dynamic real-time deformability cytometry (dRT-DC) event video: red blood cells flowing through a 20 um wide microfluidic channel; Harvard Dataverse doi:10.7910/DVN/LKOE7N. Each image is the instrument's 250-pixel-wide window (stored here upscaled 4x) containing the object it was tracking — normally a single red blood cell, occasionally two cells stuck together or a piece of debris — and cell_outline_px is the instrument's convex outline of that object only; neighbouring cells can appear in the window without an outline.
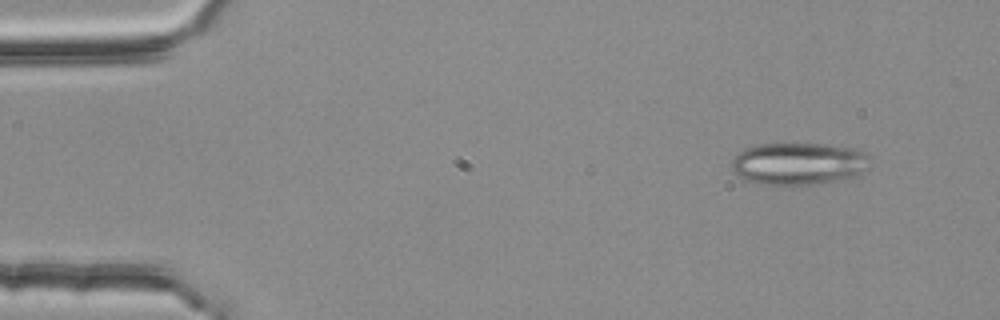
{"species": "common noctule bat (a hibernating species)", "species_latin": "Nyctalus noctula", "temperature_condition": "room temperature", "stored_images_in_passage": 3, "camera_frame_rate_fps": 3000, "um_per_image_px": 0.085, "animal": {"sex": "female", "body_mass_g": 25.1}, "frame": {"image": 1, "passage_image": 1, "time_ms": 0.0, "image_size_px": [1000, 320], "cell_outline_px": [[868, 156], [860, 172], [852, 176], [832, 180], [808, 184], [756, 184], [740, 180], [732, 172], [732, 160], [740, 152], [748, 148], [760, 144], [824, 144], [856, 148], [864, 152]], "centroid_in_image_um": [67.75, 13.9], "position_along_channel_um": 17.3, "area_um2": 33.35}}